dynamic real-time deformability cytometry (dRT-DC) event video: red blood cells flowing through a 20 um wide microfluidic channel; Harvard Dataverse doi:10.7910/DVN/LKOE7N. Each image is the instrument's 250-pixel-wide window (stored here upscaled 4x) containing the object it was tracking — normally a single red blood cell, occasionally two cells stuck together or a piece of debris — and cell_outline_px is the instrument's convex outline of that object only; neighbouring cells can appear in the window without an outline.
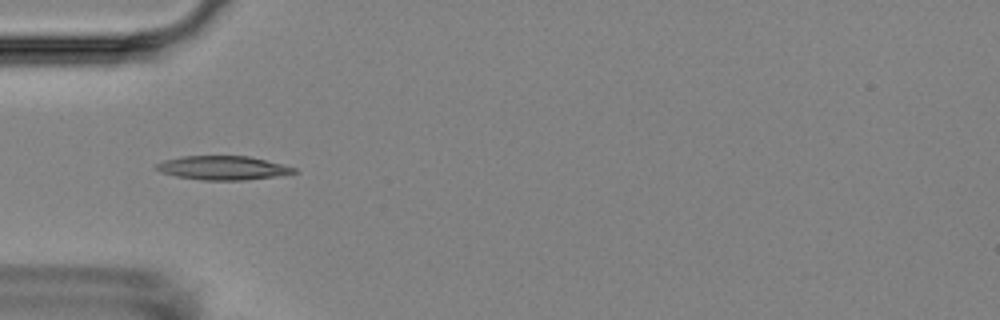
{"species": "Egyptian fruit bat (a non-hibernating species)", "species_latin": "Rousettus aegyptiacus", "temperature_condition": "room temperature", "stored_images_in_passage": 8, "camera_frame_rate_fps": 3000, "um_per_image_px": 0.085, "animal": {"sex": "female"}, "frame": {"image": 1, "passage_image": 2, "time_ms": 1.0, "image_size_px": [1000, 320], "cell_outline_px": [[300, 172], [276, 176], [244, 180], [200, 180], [176, 176], [160, 172], [156, 168], [156, 164], [164, 160], [180, 156], [248, 156], [296, 168]], "centroid_in_image_um": [18.92, 14.27], "position_along_channel_um": 66.1, "area_um2": 19.07}}
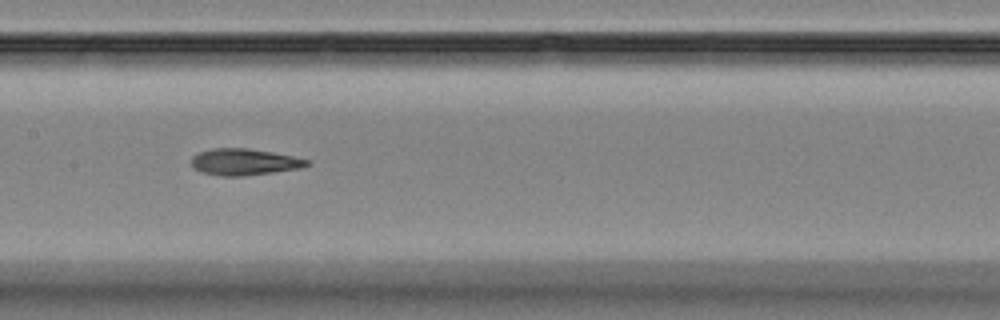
{"frame": {"image": 2, "passage_image": 5, "time_ms": 4.333, "image_size_px": [1000, 320], "cell_outline_px": [[312, 164], [300, 168], [272, 172], [240, 176], [220, 176], [200, 172], [192, 168], [192, 156], [200, 152], [212, 148], [248, 148], [272, 152], [312, 160]], "centroid_in_image_um": [20.76, 13.76], "position_along_channel_um": 186.6, "area_um2": 17.92}}
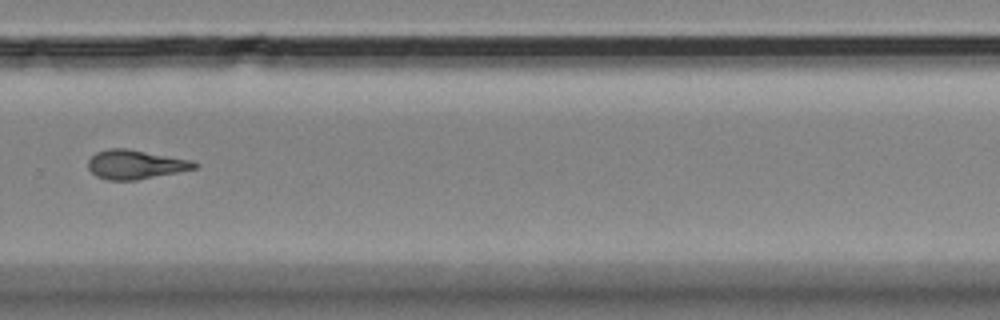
{"frame": {"image": 3, "passage_image": 8, "time_ms": 8.0, "image_size_px": [1000, 320], "cell_outline_px": [[200, 164], [196, 168], [136, 180], [108, 180], [96, 176], [88, 168], [88, 160], [96, 152], [108, 148], [128, 148], [192, 160]], "centroid_in_image_um": [11.5, 13.97], "position_along_channel_um": 318.3, "area_um2": 18.03}}